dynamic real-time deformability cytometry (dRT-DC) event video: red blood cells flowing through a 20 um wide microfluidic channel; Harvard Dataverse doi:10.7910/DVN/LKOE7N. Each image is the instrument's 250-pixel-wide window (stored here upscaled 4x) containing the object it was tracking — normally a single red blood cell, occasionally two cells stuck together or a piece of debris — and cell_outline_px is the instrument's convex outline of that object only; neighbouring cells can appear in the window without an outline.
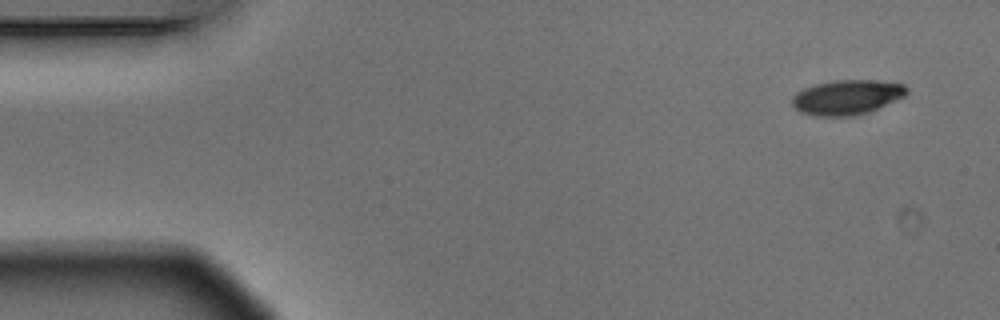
{"species": "Egyptian fruit bat (a non-hibernating species)", "species_latin": "Rousettus aegyptiacus", "temperature_condition": "warm", "stored_images_in_passage": 4, "camera_frame_rate_fps": 3000, "um_per_image_px": 0.085, "animal": {"sex": "male"}, "frame": {"image": 1, "passage_image": 1, "time_ms": 0.0, "image_size_px": [1000, 320], "cell_outline_px": [[908, 92], [904, 96], [868, 112], [852, 116], [816, 116], [800, 112], [792, 104], [792, 96], [796, 92], [804, 88], [816, 84], [836, 80], [876, 80], [904, 84], [908, 88]], "centroid_in_image_um": [71.97, 8.26], "position_along_channel_um": 13.0, "area_um2": 23.12}}
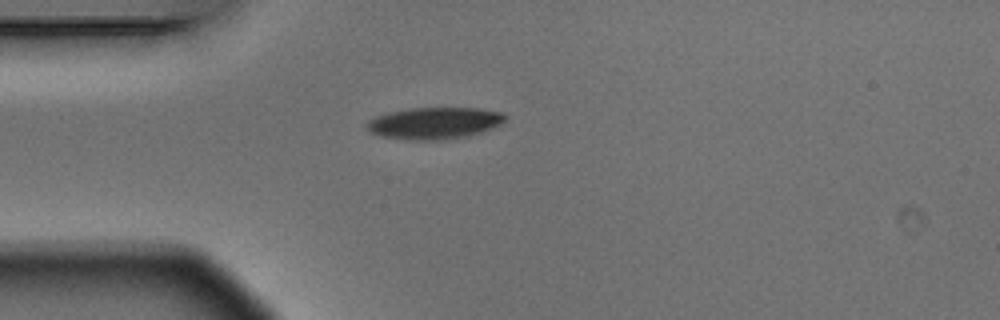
{"frame": {"image": 2, "passage_image": 4, "time_ms": 1.0, "image_size_px": [1000, 320], "cell_outline_px": [[508, 116], [500, 124], [484, 132], [468, 136], [440, 140], [408, 140], [380, 136], [372, 132], [364, 124], [368, 120], [376, 116], [388, 112], [408, 108], [480, 108], [504, 112]], "centroid_in_image_um": [36.94, 10.46], "position_along_channel_um": 48.1, "area_um2": 25.89}}